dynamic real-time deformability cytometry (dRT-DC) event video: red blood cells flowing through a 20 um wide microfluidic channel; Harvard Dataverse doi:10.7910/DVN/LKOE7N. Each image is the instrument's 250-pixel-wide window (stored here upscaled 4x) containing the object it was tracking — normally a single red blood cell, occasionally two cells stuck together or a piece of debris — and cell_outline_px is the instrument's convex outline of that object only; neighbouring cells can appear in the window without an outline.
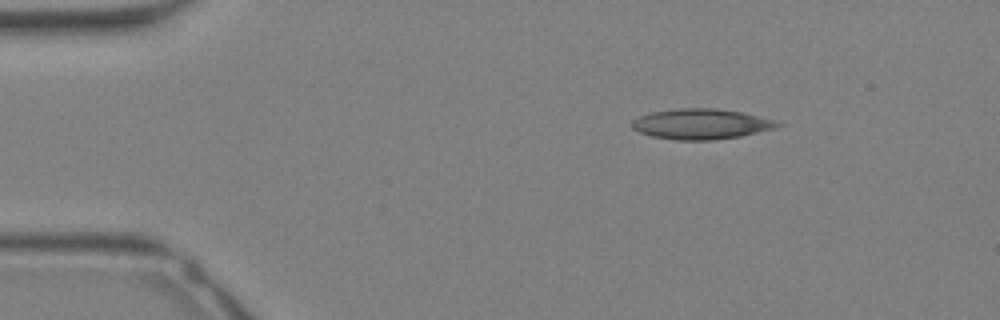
{"species": "Egyptian fruit bat (a non-hibernating species)", "species_latin": "Rousettus aegyptiacus", "temperature_condition": "warm", "stored_images_in_passage": 28, "camera_frame_rate_fps": 3000, "um_per_image_px": 0.085, "animal": {"sex": "female"}, "frame": {"image": 1, "passage_image": 1, "time_ms": 0.0, "image_size_px": [1000, 320], "cell_outline_px": [[784, 124], [776, 128], [740, 136], [712, 140], [676, 140], [652, 136], [640, 132], [632, 128], [632, 120], [640, 116], [652, 112], [680, 108], [716, 108], [740, 112], [780, 120]], "centroid_in_image_um": [59.65, 10.54], "position_along_channel_um": 25.3, "area_um2": 25.84}}
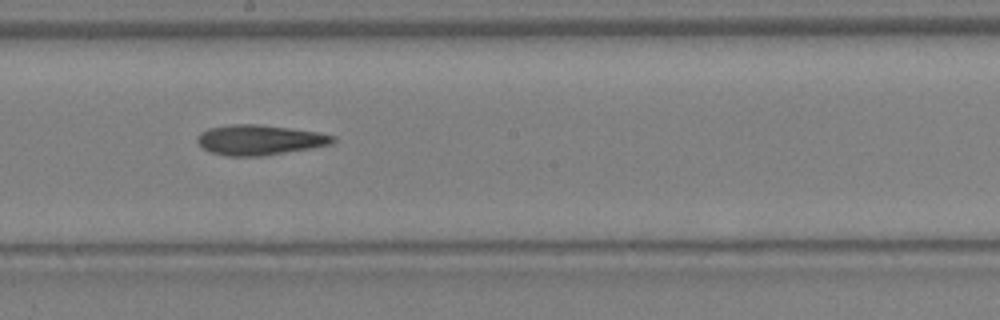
{"frame": {"image": 2, "passage_image": 14, "time_ms": 4.333, "image_size_px": [1000, 320], "cell_outline_px": [[336, 140], [332, 144], [260, 156], [224, 156], [212, 152], [204, 148], [196, 140], [196, 136], [200, 132], [208, 128], [232, 124], [256, 124], [288, 128], [316, 132], [336, 136]], "centroid_in_image_um": [22.02, 11.89], "position_along_channel_um": 226.2, "area_um2": 23.52}}
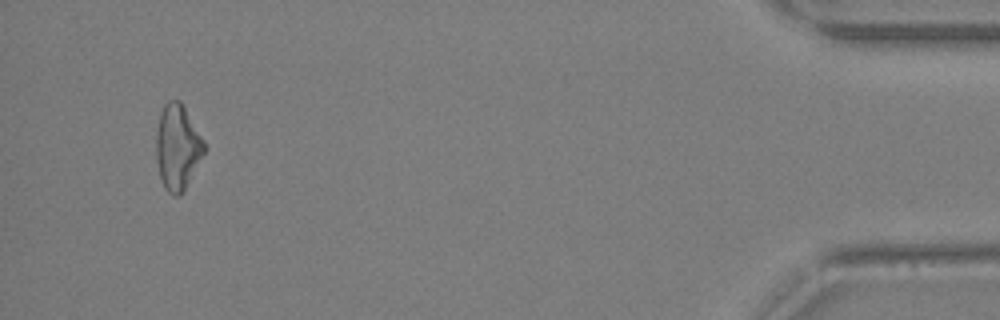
{"frame": {"image": 3, "passage_image": 27, "time_ms": 8.667, "image_size_px": [1000, 320], "cell_outline_px": [[208, 148], [180, 196], [172, 196], [164, 188], [160, 176], [156, 160], [156, 136], [160, 112], [164, 104], [168, 100], [180, 100], [204, 140]], "centroid_in_image_um": [15.09, 12.51], "position_along_channel_um": 420.1, "area_um2": 24.04}}